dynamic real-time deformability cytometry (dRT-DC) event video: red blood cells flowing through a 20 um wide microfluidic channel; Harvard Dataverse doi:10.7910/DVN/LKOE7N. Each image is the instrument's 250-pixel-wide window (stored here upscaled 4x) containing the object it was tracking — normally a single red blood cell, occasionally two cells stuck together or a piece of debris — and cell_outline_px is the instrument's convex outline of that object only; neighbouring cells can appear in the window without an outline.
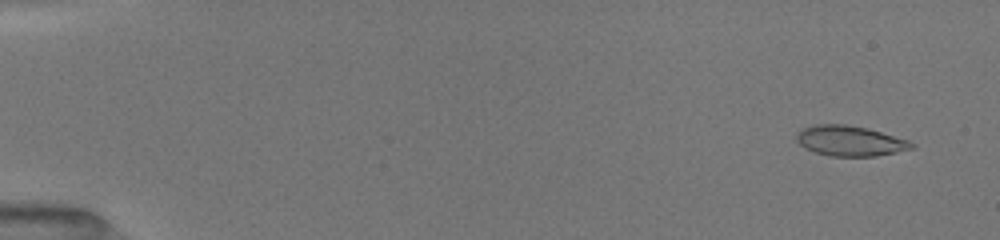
{"species": "common noctule bat (a hibernating species)", "species_latin": "Nyctalus noctula", "temperature_condition": "room temperature", "stored_images_in_passage": 51, "camera_frame_rate_fps": 3000, "um_per_image_px": 0.085, "animal": {"sex": "female", "body_mass_g": 19.5, "forearm_length_mm": 54.1}, "frame": {"image": 1, "passage_image": 3, "time_ms": 0.667, "image_size_px": [1000, 240], "cell_outline_px": [[916, 148], [876, 156], [832, 156], [816, 152], [804, 148], [796, 140], [796, 132], [804, 128], [816, 124], [844, 124], [868, 128], [908, 140], [916, 144]], "centroid_in_image_um": [72.27, 11.97], "position_along_channel_um": 12.7, "area_um2": 20.35}}
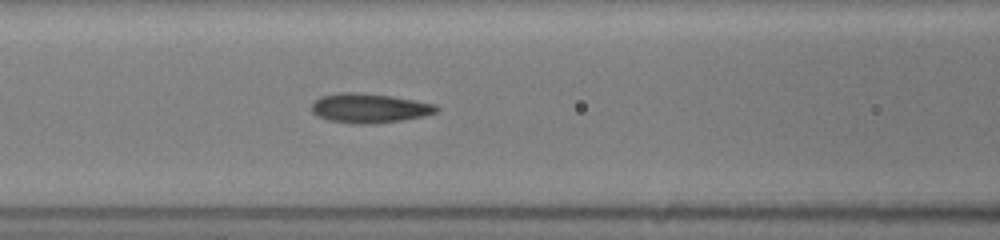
{"frame": {"image": 2, "passage_image": 23, "time_ms": 7.333, "image_size_px": [1000, 240], "cell_outline_px": [[440, 108], [436, 112], [424, 116], [404, 120], [368, 124], [352, 124], [328, 120], [312, 112], [312, 104], [320, 96], [340, 92], [360, 92], [392, 96], [416, 100], [436, 104]], "centroid_in_image_um": [31.42, 9.19], "position_along_channel_um": 135.2, "area_um2": 21.56}}
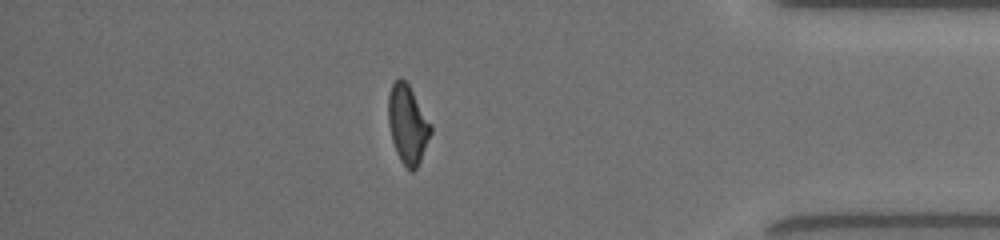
{"frame": {"image": 3, "passage_image": 45, "time_ms": 14.667, "image_size_px": [1000, 240], "cell_outline_px": [[432, 132], [420, 160], [416, 168], [412, 172], [400, 160], [396, 152], [392, 140], [388, 124], [388, 96], [392, 84], [400, 76], [408, 84], [432, 124]], "centroid_in_image_um": [34.65, 10.55], "position_along_channel_um": 400.6, "area_um2": 19.36}, "authors_computed_cell_mechanics": {"area_um2": 20.3456, "velocity_mm_per_s": 4.0224, "shape_relaxation_time_tau1_ms": 8.1825, "shape_relaxation_time_tau2_ms": 1.8663, "deformation_change_tau1": 0.2022, "deformation_change_tau2": 0.0866}}